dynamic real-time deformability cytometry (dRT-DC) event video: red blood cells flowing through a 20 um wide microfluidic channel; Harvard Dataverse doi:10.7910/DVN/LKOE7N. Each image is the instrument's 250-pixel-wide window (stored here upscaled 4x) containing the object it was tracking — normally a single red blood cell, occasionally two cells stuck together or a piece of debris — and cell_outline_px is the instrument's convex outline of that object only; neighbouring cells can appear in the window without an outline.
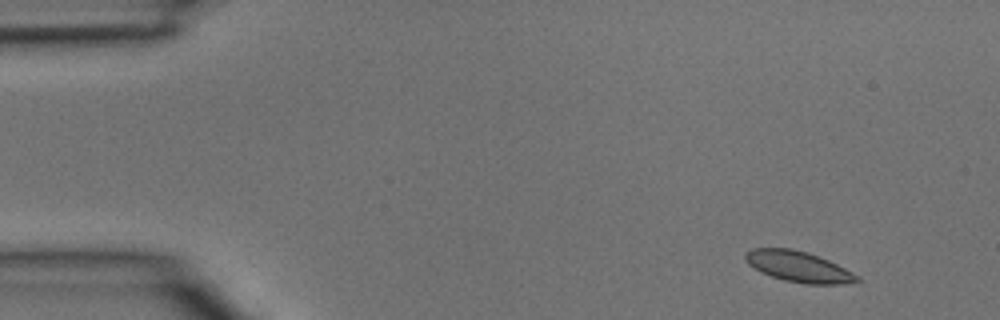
{"species": "common noctule bat (a hibernating species)", "species_latin": "Nyctalus noctula", "temperature_condition": "room temperature", "stored_images_in_passage": 3, "camera_frame_rate_fps": 3000, "um_per_image_px": 0.085, "animal": {"sex": "male", "body_mass_g": 15.6}, "frame": {"image": 1, "passage_image": 1, "time_ms": 0.0, "image_size_px": [1000, 320], "cell_outline_px": [[860, 280], [840, 284], [804, 284], [784, 280], [760, 272], [748, 264], [744, 260], [744, 252], [752, 248], [792, 248], [808, 252], [828, 260], [860, 276]], "centroid_in_image_um": [67.82, 22.65], "position_along_channel_um": 17.2, "area_um2": 20.06}}
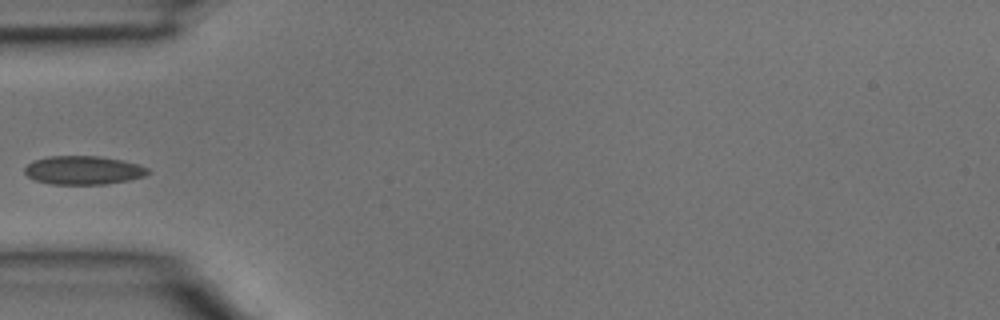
{"frame": {"image": 2, "passage_image": 3, "time_ms": 0.667, "image_size_px": [1000, 320], "cell_outline_px": [[152, 172], [144, 176], [128, 180], [104, 184], [52, 184], [36, 180], [28, 176], [24, 172], [24, 168], [28, 164], [36, 160], [48, 156], [100, 156], [120, 160], [136, 164], [148, 168]], "centroid_in_image_um": [7.09, 14.47], "position_along_channel_um": 77.9, "area_um2": 20.35}}